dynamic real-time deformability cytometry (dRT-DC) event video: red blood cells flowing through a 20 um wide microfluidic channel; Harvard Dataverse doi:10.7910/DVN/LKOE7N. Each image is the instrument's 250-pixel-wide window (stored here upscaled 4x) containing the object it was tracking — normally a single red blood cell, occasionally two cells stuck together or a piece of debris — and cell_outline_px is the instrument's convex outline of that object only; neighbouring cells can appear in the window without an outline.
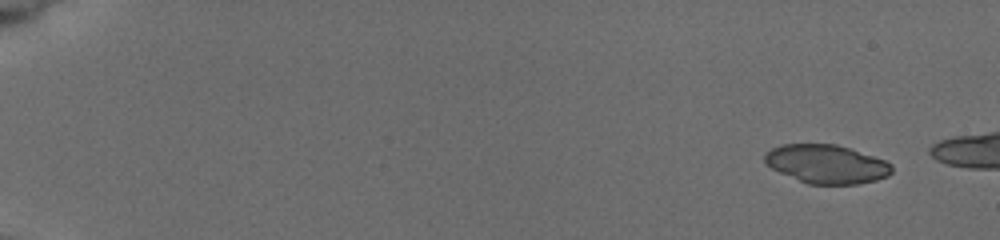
{"species": "common noctule bat (a hibernating species)", "species_latin": "Nyctalus noctula", "temperature_condition": "cold", "stored_images_in_passage": 6, "camera_frame_rate_fps": 3000, "um_per_image_px": 0.085, "animal": {"sex": "female", "body_mass_g": 19.5, "forearm_length_mm": 54.1}, "frame": {"image": 1, "passage_image": 1, "time_ms": 0.0, "image_size_px": [1000, 240], "cell_outline_px": [[892, 172], [888, 176], [876, 180], [856, 184], [808, 184], [780, 172], [772, 168], [764, 160], [764, 156], [772, 148], [784, 144], [836, 144], [884, 160], [892, 164]], "centroid_in_image_um": [70.27, 13.95], "position_along_channel_um": 14.7, "area_um2": 28.26}}